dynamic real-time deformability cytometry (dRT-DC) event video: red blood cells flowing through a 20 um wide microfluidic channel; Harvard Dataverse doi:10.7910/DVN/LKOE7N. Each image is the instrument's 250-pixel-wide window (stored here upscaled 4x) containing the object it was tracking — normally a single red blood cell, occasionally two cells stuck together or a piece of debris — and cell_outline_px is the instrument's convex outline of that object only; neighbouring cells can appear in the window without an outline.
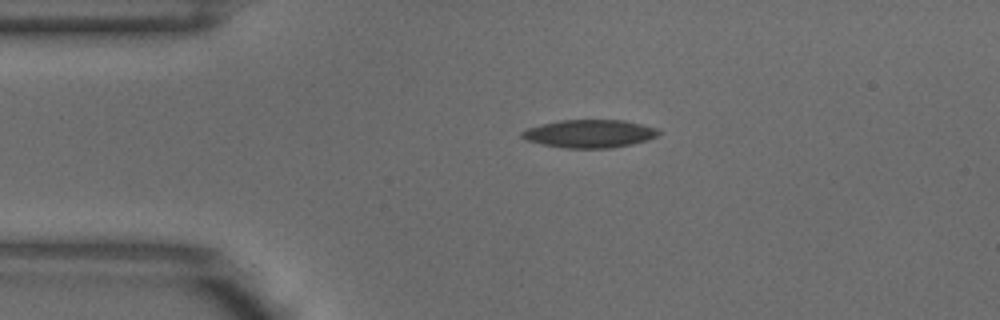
{"species": "common noctule bat (a hibernating species)", "species_latin": "Nyctalus noctula", "temperature_condition": "warm", "stored_images_in_passage": 2, "camera_frame_rate_fps": 3000, "um_per_image_px": 0.085, "animal": {"sex": "male", "body_mass_g": 18.8}, "frame": {"image": 1, "passage_image": 1, "time_ms": 0.0, "image_size_px": [1000, 320], "cell_outline_px": [[660, 132], [656, 136], [648, 140], [632, 144], [612, 148], [568, 148], [544, 144], [528, 140], [520, 136], [520, 132], [528, 128], [560, 120], [624, 120], [656, 128]], "centroid_in_image_um": [50.13, 11.36], "position_along_channel_um": 34.9, "area_um2": 22.02}}